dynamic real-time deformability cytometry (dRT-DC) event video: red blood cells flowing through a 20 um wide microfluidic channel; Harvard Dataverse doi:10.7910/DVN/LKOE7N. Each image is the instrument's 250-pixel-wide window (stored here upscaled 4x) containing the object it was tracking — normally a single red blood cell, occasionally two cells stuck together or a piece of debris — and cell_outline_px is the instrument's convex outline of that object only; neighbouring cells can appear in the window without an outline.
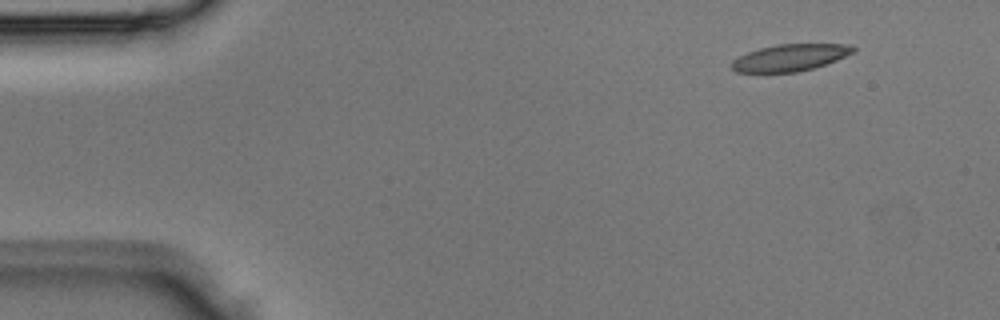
{"species": "Egyptian fruit bat (a non-hibernating species)", "species_latin": "Rousettus aegyptiacus", "temperature_condition": "room temperature", "stored_images_in_passage": 3, "camera_frame_rate_fps": 3000, "um_per_image_px": 0.085, "animal": {"sex": "male"}, "frame": {"image": 1, "passage_image": 1, "time_ms": 0.0, "image_size_px": [1000, 320], "cell_outline_px": [[856, 48], [852, 52], [836, 60], [812, 68], [796, 72], [736, 72], [732, 68], [732, 60], [748, 52], [760, 48], [776, 44], [848, 44]], "centroid_in_image_um": [67.13, 4.89], "position_along_channel_um": 17.9, "area_um2": 18.67}}